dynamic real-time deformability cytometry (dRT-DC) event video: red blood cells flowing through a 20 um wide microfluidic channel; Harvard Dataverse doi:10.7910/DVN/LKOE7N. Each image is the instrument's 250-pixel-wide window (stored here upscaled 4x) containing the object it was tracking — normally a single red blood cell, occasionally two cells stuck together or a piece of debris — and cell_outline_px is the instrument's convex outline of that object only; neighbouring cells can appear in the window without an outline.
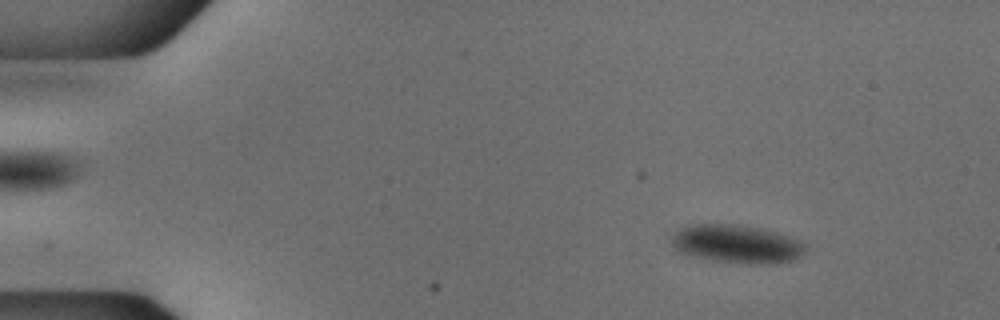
{"species": "common noctule bat (a hibernating species)", "species_latin": "Nyctalus noctula", "temperature_condition": "cold", "stored_images_in_passage": 54, "camera_frame_rate_fps": 3000, "um_per_image_px": 0.085, "animal": {"sex": "male", "body_mass_g": 18.8}, "frame": {"image": 1, "passage_image": 7, "time_ms": 2.0, "image_size_px": [1000, 320], "cell_outline_px": [[808, 248], [800, 256], [792, 260], [776, 264], [748, 264], [712, 260], [688, 256], [680, 252], [672, 244], [672, 236], [684, 224], [736, 224], [760, 228], [776, 232], [800, 240]], "centroid_in_image_um": [62.62, 20.74], "position_along_channel_um": 22.4, "area_um2": 30.17}}
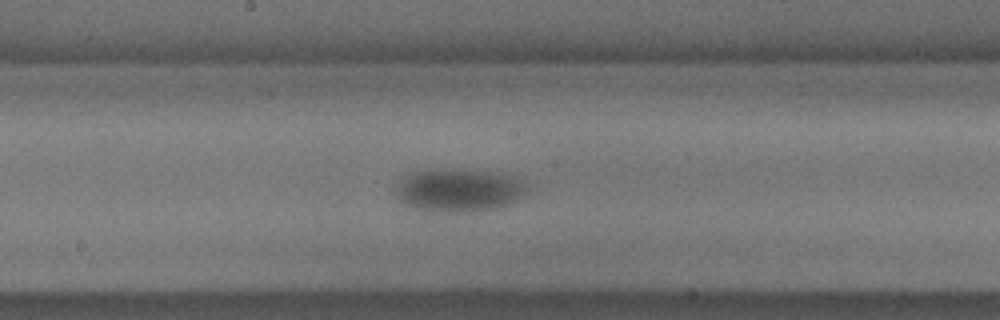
{"frame": {"image": 2, "passage_image": 29, "time_ms": 9.333, "image_size_px": [1000, 320], "cell_outline_px": [[528, 188], [524, 196], [516, 200], [492, 208], [468, 212], [432, 212], [404, 204], [396, 196], [396, 192], [400, 180], [416, 172], [488, 172], [512, 176], [524, 180]], "centroid_in_image_um": [39.04, 16.23], "position_along_channel_um": 209.2, "area_um2": 31.44}}
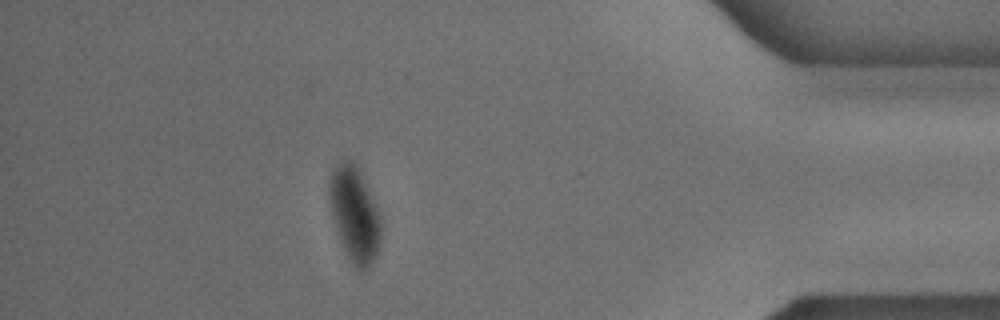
{"frame": {"image": 3, "passage_image": 48, "time_ms": 15.667, "image_size_px": [1000, 320], "cell_outline_px": [[380, 240], [376, 256], [372, 264], [364, 272], [360, 272], [352, 264], [344, 248], [336, 228], [332, 216], [328, 196], [328, 184], [332, 172], [344, 160], [348, 160], [356, 164], [376, 204], [380, 216]], "centroid_in_image_um": [30.14, 18.26], "position_along_channel_um": 405.1, "area_um2": 28.26}}